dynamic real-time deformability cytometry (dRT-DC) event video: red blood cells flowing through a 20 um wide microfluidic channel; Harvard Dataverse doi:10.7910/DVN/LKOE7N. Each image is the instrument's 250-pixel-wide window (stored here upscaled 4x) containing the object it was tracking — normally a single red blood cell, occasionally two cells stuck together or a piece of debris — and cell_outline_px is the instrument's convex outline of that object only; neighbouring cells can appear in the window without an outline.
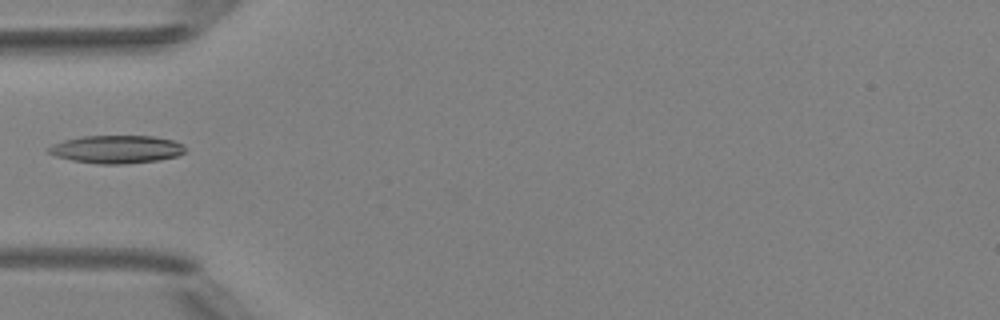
{"species": "Egyptian fruit bat (a non-hibernating species)", "species_latin": "Rousettus aegyptiacus", "temperature_condition": "room temperature", "stored_images_in_passage": 4, "camera_frame_rate_fps": 3000, "um_per_image_px": 0.085, "animal": {"sex": "female"}, "frame": {"image": 1, "passage_image": 4, "time_ms": 3.333, "image_size_px": [1000, 320], "cell_outline_px": [[184, 152], [176, 156], [160, 160], [124, 164], [100, 164], [72, 160], [56, 156], [48, 152], [48, 148], [52, 144], [64, 140], [80, 136], [152, 136], [172, 140], [184, 144]], "centroid_in_image_um": [9.9, 12.69], "position_along_channel_um": 75.1, "area_um2": 22.2}}